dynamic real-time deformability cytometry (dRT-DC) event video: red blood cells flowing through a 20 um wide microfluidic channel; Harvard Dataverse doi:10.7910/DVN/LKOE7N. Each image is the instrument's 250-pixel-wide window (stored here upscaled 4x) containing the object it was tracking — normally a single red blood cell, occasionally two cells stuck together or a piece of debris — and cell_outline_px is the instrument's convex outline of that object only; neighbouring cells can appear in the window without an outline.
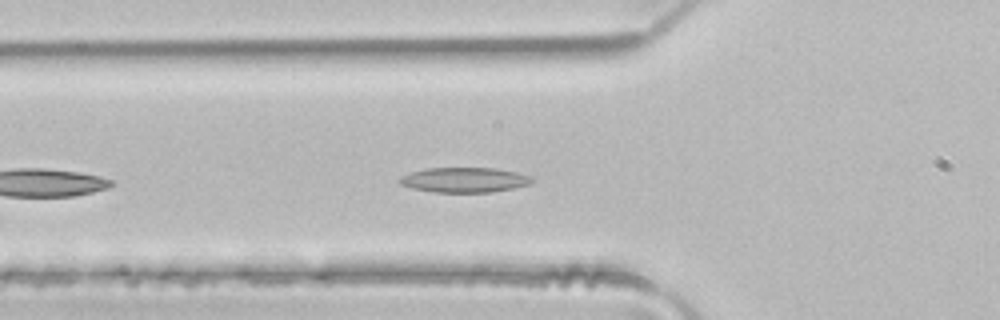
{"species": "common noctule bat (a hibernating species)", "species_latin": "Nyctalus noctula", "temperature_condition": "room temperature", "stored_images_in_passage": 10, "camera_frame_rate_fps": 3000, "um_per_image_px": 0.085, "animal": {"sex": "male", "body_mass_g": 21.5, "forearm_length_mm": 52.0}, "frame": {"image": 1, "passage_image": 5, "time_ms": 1.333, "image_size_px": [1000, 320], "cell_outline_px": [[536, 180], [532, 184], [492, 192], [432, 192], [412, 188], [400, 184], [396, 180], [400, 176], [412, 172], [428, 168], [496, 168], [516, 172], [532, 176]], "centroid_in_image_um": [39.5, 15.29], "position_along_channel_um": 86.3, "area_um2": 19.42}}